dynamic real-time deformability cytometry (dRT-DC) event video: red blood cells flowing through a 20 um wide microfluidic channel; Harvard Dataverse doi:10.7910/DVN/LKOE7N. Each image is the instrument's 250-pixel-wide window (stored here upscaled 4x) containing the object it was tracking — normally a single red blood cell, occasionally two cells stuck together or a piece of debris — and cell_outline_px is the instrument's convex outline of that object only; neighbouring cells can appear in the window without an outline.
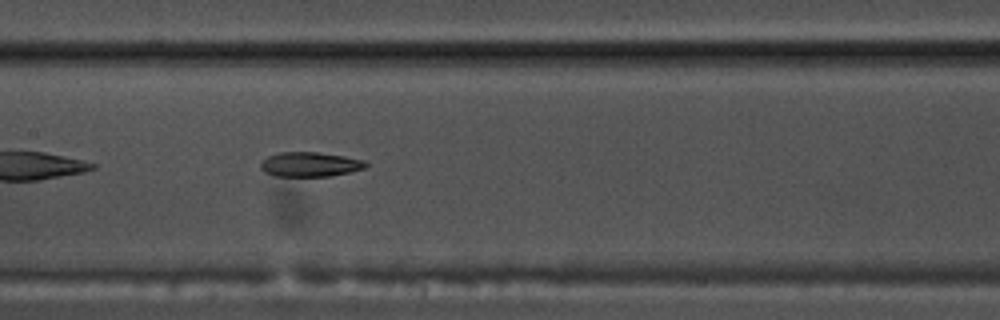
{"species": "common noctule bat (a hibernating species)", "species_latin": "Nyctalus noctula", "temperature_condition": "warm", "stored_images_in_passage": 39, "camera_frame_rate_fps": 3000, "um_per_image_px": 0.085, "animal": {"sex": "male", "body_mass_g": 17.5, "forearm_length_mm": 52.3}, "frame": {"image": 1, "passage_image": 12, "time_ms": 3.667, "image_size_px": [1000, 320], "cell_outline_px": [[368, 164], [364, 168], [332, 176], [272, 176], [264, 172], [260, 168], [260, 160], [268, 156], [280, 152], [316, 152], [344, 156], [364, 160]], "centroid_in_image_um": [26.29, 13.97], "position_along_channel_um": 181.1, "area_um2": 15.14}, "authors_computed_cell_mechanics": {"area_um2": 16.2418, "velocity_mm_per_s": 3.7995, "shape_relaxation_time_tau1_ms": null, "shape_relaxation_time_tau2_ms": 9.7983, "deformation_change_tau1": null, "deformation_change_tau2": 0.2153}}